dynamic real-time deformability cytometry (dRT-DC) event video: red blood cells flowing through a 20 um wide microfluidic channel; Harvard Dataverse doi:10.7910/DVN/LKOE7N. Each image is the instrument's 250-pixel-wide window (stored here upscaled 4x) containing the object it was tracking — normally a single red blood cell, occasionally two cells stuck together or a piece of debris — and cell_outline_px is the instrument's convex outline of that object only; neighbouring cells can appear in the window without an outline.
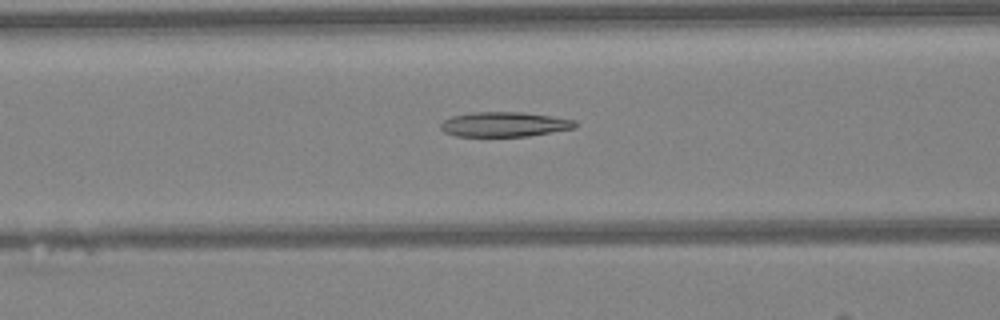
{"species": "Egyptian fruit bat (a non-hibernating species)", "species_latin": "Rousettus aegyptiacus", "temperature_condition": "warm", "stored_images_in_passage": 45, "camera_frame_rate_fps": 3000, "um_per_image_px": 0.085, "animal": {"sex": "female"}, "frame": {"image": 1, "passage_image": 17, "time_ms": 5.333, "image_size_px": [1000, 320], "cell_outline_px": [[576, 128], [528, 136], [456, 136], [444, 132], [440, 128], [440, 124], [444, 120], [452, 116], [472, 112], [524, 112], [552, 116], [576, 120]], "centroid_in_image_um": [42.88, 10.56], "position_along_channel_um": 123.7, "area_um2": 19.48}}
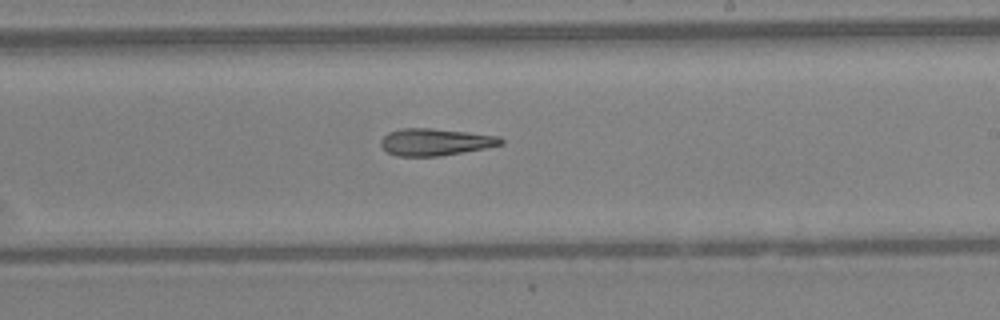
{"frame": {"image": 2, "passage_image": 26, "time_ms": 8.333, "image_size_px": [1000, 320], "cell_outline_px": [[504, 144], [484, 148], [440, 156], [396, 156], [388, 152], [380, 144], [380, 140], [388, 132], [400, 128], [432, 128], [500, 136], [504, 140]], "centroid_in_image_um": [36.99, 12.06], "position_along_channel_um": 252.0, "area_um2": 18.9}}
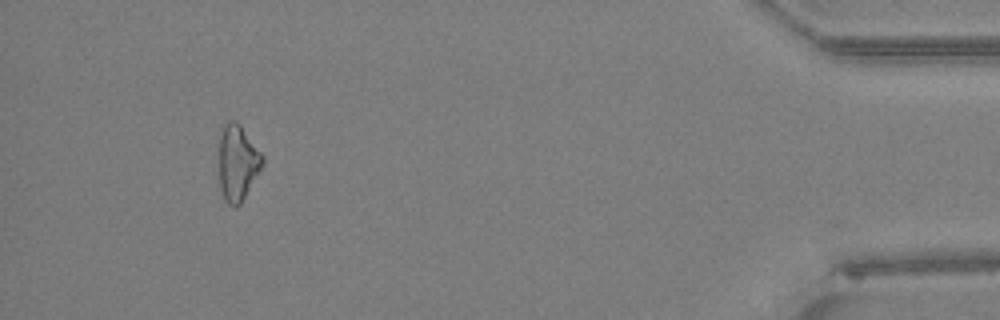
{"frame": {"image": 3, "passage_image": 42, "time_ms": 13.667, "image_size_px": [1000, 320], "cell_outline_px": [[264, 164], [240, 204], [228, 204], [224, 200], [220, 188], [220, 136], [224, 124], [228, 120], [236, 120], [240, 124], [264, 156]], "centroid_in_image_um": [20.21, 13.8], "position_along_channel_um": 415.0, "area_um2": 19.02}}